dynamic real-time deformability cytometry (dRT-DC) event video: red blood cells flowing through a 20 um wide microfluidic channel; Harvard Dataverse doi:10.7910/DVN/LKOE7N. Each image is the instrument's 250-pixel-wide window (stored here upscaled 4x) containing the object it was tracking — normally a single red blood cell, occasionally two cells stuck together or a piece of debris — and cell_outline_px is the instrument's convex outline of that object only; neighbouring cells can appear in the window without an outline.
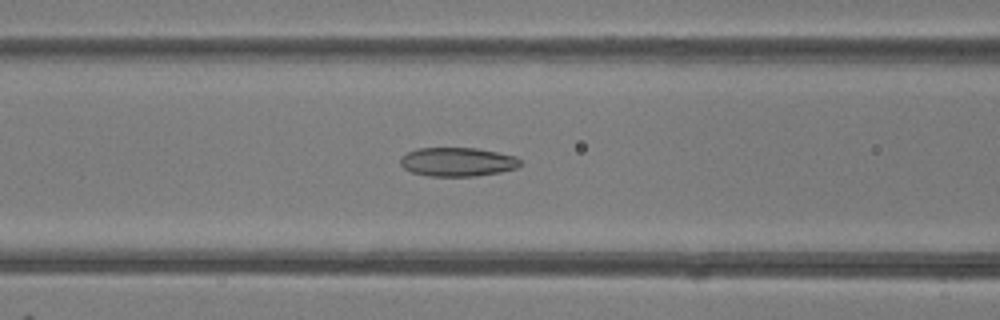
{"species": "common noctule bat (a hibernating species)", "species_latin": "Nyctalus noctula", "temperature_condition": "room temperature", "stored_images_in_passage": 37, "camera_frame_rate_fps": 3000, "um_per_image_px": 0.085, "animal": {"sex": "female"}, "frame": {"image": 1, "passage_image": 9, "time_ms": 2.667, "image_size_px": [1000, 320], "cell_outline_px": [[520, 164], [516, 168], [500, 172], [476, 176], [428, 176], [412, 172], [404, 168], [400, 164], [400, 156], [416, 148], [476, 148], [516, 156], [520, 160]], "centroid_in_image_um": [38.86, 13.76], "position_along_channel_um": 127.7, "area_um2": 20.17}}
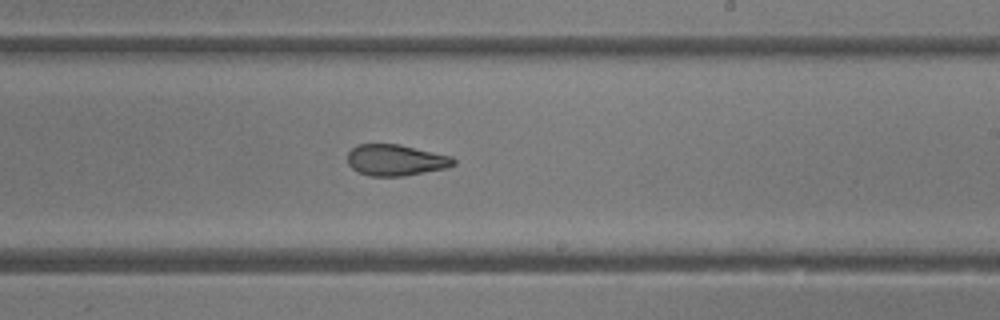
{"frame": {"image": 2, "passage_image": 18, "time_ms": 5.667, "image_size_px": [1000, 320], "cell_outline_px": [[456, 164], [448, 168], [404, 176], [368, 176], [356, 172], [348, 164], [348, 152], [356, 144], [400, 144], [452, 156], [456, 160]], "centroid_in_image_um": [33.64, 13.61], "position_along_channel_um": 255.4, "area_um2": 19.59}}
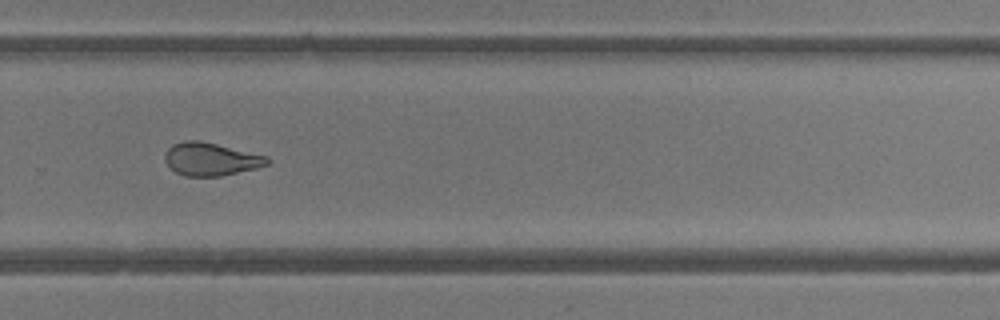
{"frame": {"image": 3, "passage_image": 22, "time_ms": 7.0, "image_size_px": [1000, 320], "cell_outline_px": [[268, 164], [256, 168], [220, 176], [184, 176], [176, 172], [164, 160], [164, 156], [168, 148], [172, 144], [184, 140], [200, 140], [268, 156]], "centroid_in_image_um": [17.89, 13.51], "position_along_channel_um": 311.9, "area_um2": 19.54}, "authors_computed_cell_mechanics": {"area_um2": 20.5768, "velocity_mm_per_s": 4.2546, "shape_relaxation_time_tau1_ms": 9.4319, "shape_relaxation_time_tau2_ms": 1.8049, "deformation_change_tau1": 0.2255, "deformation_change_tau2": 0.0824}}